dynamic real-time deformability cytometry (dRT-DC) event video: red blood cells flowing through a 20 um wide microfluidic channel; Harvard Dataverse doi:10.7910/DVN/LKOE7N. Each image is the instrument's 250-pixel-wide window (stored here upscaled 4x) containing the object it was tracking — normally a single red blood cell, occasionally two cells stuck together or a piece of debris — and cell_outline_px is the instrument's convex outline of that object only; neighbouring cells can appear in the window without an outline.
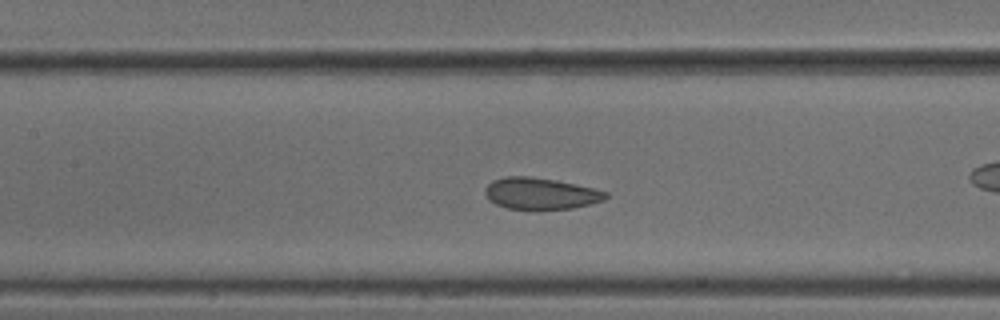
{"species": "common noctule bat (a hibernating species)", "species_latin": "Nyctalus noctula", "temperature_condition": "cold", "stored_images_in_passage": 43, "camera_frame_rate_fps": 3000, "um_per_image_px": 0.085, "animal": {"sex": "male", "body_mass_g": 18.8}, "frame": {"image": 1, "passage_image": 19, "time_ms": 6.0, "image_size_px": [1000, 320], "cell_outline_px": [[608, 196], [604, 200], [592, 204], [572, 208], [536, 212], [508, 208], [496, 204], [488, 200], [484, 192], [484, 188], [492, 180], [504, 176], [528, 176], [556, 180], [576, 184], [608, 192]], "centroid_in_image_um": [45.93, 16.48], "position_along_channel_um": 161.5, "area_um2": 22.95}}
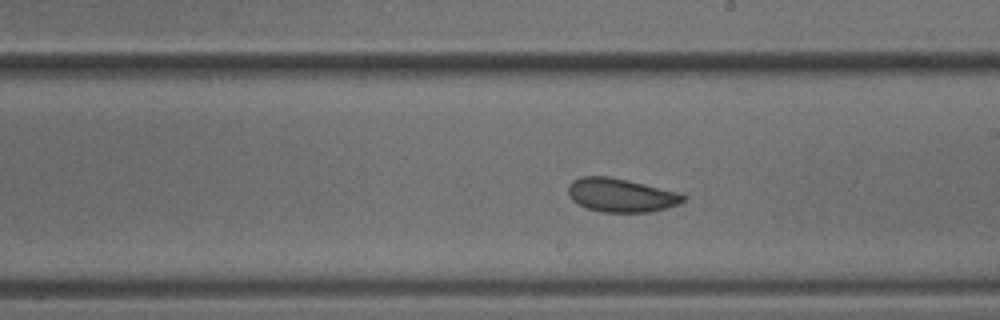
{"frame": {"image": 2, "passage_image": 25, "time_ms": 8.0, "image_size_px": [1000, 320], "cell_outline_px": [[688, 196], [684, 200], [676, 204], [652, 212], [600, 212], [588, 208], [572, 200], [568, 196], [568, 184], [572, 180], [580, 176], [608, 176], [628, 180], [676, 192]], "centroid_in_image_um": [52.73, 16.58], "position_along_channel_um": 236.3, "area_um2": 22.43}, "authors_computed_cell_mechanics": {"area_um2": 22.9466, "velocity_mm_per_s": 3.7504, "shape_relaxation_time_tau1_ms": 4.3634, "shape_relaxation_time_tau2_ms": null, "deformation_change_tau1": 0.0596, "deformation_change_tau2": null}}